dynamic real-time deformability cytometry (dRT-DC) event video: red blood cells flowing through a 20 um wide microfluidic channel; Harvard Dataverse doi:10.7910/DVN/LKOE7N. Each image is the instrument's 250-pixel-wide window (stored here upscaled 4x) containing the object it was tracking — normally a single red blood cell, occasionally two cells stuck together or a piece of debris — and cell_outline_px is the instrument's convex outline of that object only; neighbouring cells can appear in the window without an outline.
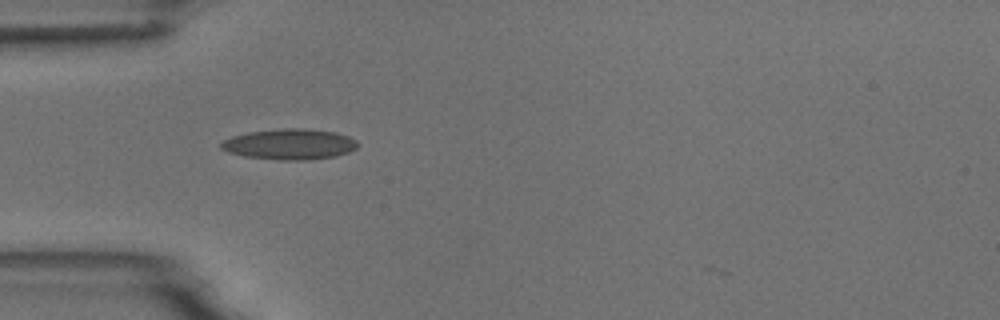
{"species": "common noctule bat (a hibernating species)", "species_latin": "Nyctalus noctula", "temperature_condition": "room temperature", "stored_images_in_passage": 2, "camera_frame_rate_fps": 3000, "um_per_image_px": 0.085, "animal": {"sex": "male", "body_mass_g": 18.8}, "frame": {"image": 1, "passage_image": 1, "time_ms": 0.0, "image_size_px": [1000, 320], "cell_outline_px": [[356, 148], [348, 152], [336, 156], [308, 160], [280, 160], [244, 156], [228, 152], [220, 148], [220, 144], [224, 140], [232, 136], [248, 132], [284, 128], [304, 128], [332, 132], [348, 136], [356, 140]], "centroid_in_image_um": [24.59, 12.26], "position_along_channel_um": 60.4, "area_um2": 24.28}}